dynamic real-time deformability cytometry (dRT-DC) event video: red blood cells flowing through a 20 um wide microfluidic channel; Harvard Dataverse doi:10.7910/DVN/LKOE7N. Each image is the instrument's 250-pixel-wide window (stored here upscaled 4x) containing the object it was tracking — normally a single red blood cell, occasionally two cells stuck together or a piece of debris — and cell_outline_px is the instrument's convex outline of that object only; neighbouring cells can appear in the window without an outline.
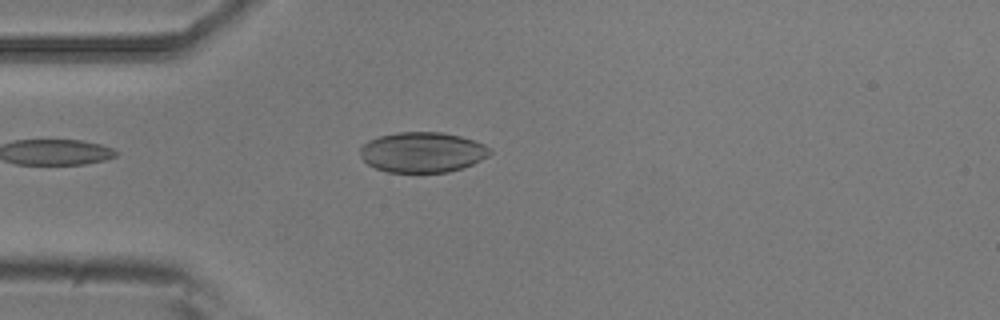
{"species": "common noctule bat (a hibernating species)", "species_latin": "Nyctalus noctula", "temperature_condition": "room temperature", "stored_images_in_passage": 5, "camera_frame_rate_fps": 3000, "um_per_image_px": 0.085, "animal": {"sex": "male", "body_mass_g": 20.5, "forearm_length_mm": 52.5}, "frame": {"image": 1, "passage_image": 4, "time_ms": 1.0, "image_size_px": [1000, 320], "cell_outline_px": [[492, 152], [488, 156], [464, 168], [448, 172], [388, 172], [376, 168], [368, 164], [360, 156], [360, 148], [368, 140], [380, 136], [396, 132], [444, 132], [460, 136], [484, 144], [492, 148]], "centroid_in_image_um": [35.92, 12.94], "position_along_channel_um": 49.1, "area_um2": 30.58}}